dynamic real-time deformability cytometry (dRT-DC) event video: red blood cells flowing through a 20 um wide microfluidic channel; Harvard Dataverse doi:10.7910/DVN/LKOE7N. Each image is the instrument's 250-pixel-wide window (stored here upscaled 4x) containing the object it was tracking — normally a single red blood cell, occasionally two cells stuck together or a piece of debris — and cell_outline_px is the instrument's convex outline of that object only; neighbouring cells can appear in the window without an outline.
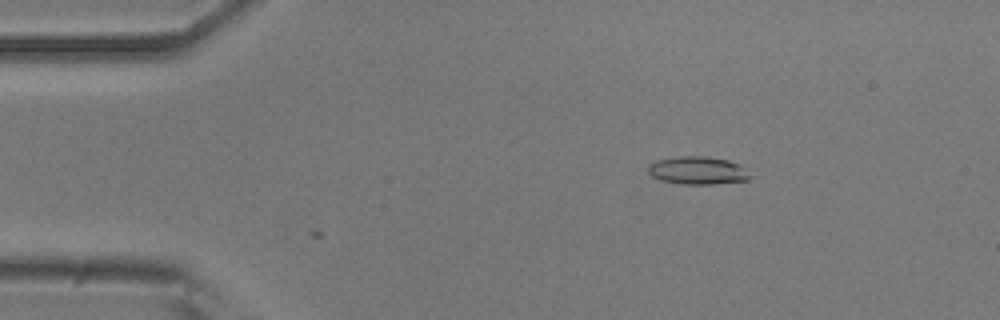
{"species": "common noctule bat (a hibernating species)", "species_latin": "Nyctalus noctula", "temperature_condition": "room temperature", "stored_images_in_passage": 2, "camera_frame_rate_fps": 3000, "um_per_image_px": 0.085, "animal": {"sex": "male", "body_mass_g": 20.5, "forearm_length_mm": 52.5}, "frame": {"image": 1, "passage_image": 1, "time_ms": 0.0, "image_size_px": [1000, 320], "cell_outline_px": [[752, 176], [748, 180], [712, 184], [680, 184], [660, 180], [652, 176], [648, 172], [648, 164], [656, 160], [680, 156], [704, 156], [728, 160], [740, 164]], "centroid_in_image_um": [59.29, 14.49], "position_along_channel_um": 25.7, "area_um2": 16.65}}